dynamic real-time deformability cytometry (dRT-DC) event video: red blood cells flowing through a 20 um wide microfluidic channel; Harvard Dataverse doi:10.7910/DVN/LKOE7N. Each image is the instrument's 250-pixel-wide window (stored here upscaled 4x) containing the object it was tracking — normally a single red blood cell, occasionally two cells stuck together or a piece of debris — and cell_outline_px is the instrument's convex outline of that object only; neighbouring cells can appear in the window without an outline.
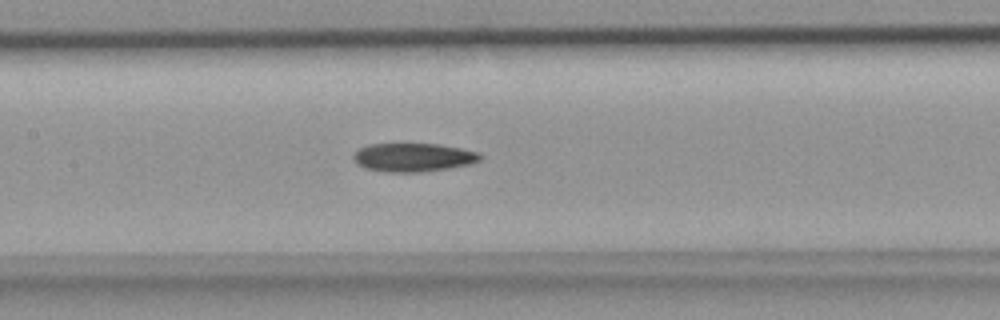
{"species": "common noctule bat (a hibernating species)", "species_latin": "Nyctalus noctula", "temperature_condition": "room temperature", "stored_images_in_passage": 31, "camera_frame_rate_fps": 3000, "um_per_image_px": 0.085, "animal": {"sex": "female", "body_mass_g": 18.4}, "frame": {"image": 1, "passage_image": 11, "time_ms": 3.333, "image_size_px": [1000, 320], "cell_outline_px": [[484, 156], [480, 160], [472, 164], [424, 172], [388, 172], [364, 168], [356, 164], [352, 156], [360, 148], [368, 144], [440, 144], [480, 152]], "centroid_in_image_um": [35.16, 13.38], "position_along_channel_um": 172.2, "area_um2": 21.27}}
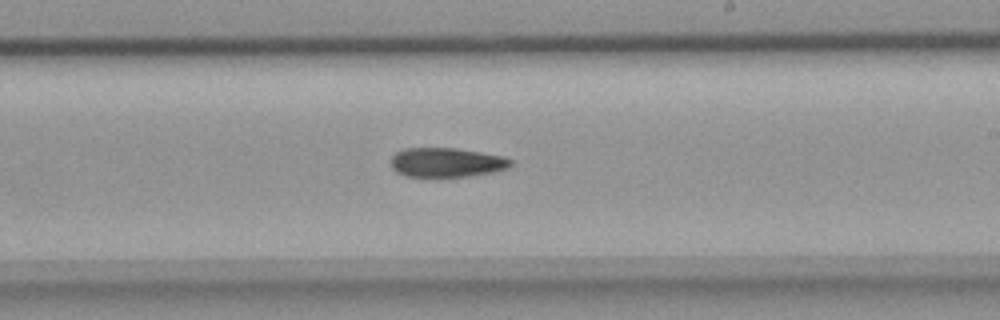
{"frame": {"image": 2, "passage_image": 16, "time_ms": 5.0, "image_size_px": [1000, 320], "cell_outline_px": [[512, 164], [508, 168], [492, 172], [468, 176], [404, 176], [396, 172], [392, 168], [392, 156], [396, 152], [404, 148], [456, 148], [504, 156], [512, 160]], "centroid_in_image_um": [37.95, 13.8], "position_along_channel_um": 251.0, "area_um2": 20.4}}
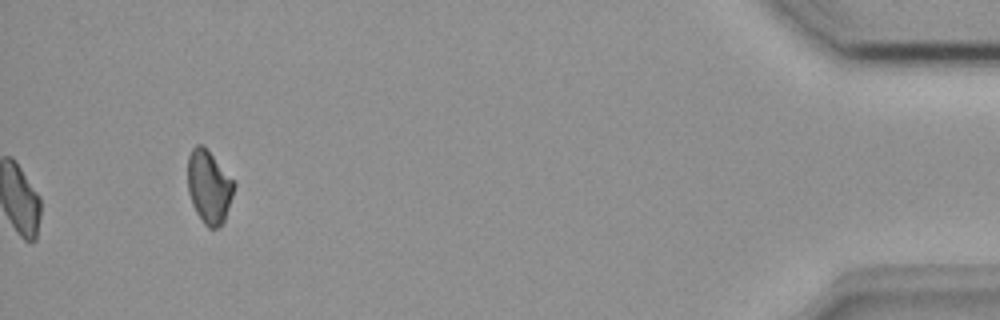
{"frame": {"image": 3, "passage_image": 31, "time_ms": 10.0, "image_size_px": [1000, 320], "cell_outline_px": [[236, 184], [224, 224], [216, 228], [208, 228], [204, 224], [196, 212], [192, 204], [188, 192], [188, 156], [192, 148], [196, 144], [200, 144], [212, 156]], "centroid_in_image_um": [17.76, 15.94], "position_along_channel_um": 417.4, "area_um2": 19.54}}